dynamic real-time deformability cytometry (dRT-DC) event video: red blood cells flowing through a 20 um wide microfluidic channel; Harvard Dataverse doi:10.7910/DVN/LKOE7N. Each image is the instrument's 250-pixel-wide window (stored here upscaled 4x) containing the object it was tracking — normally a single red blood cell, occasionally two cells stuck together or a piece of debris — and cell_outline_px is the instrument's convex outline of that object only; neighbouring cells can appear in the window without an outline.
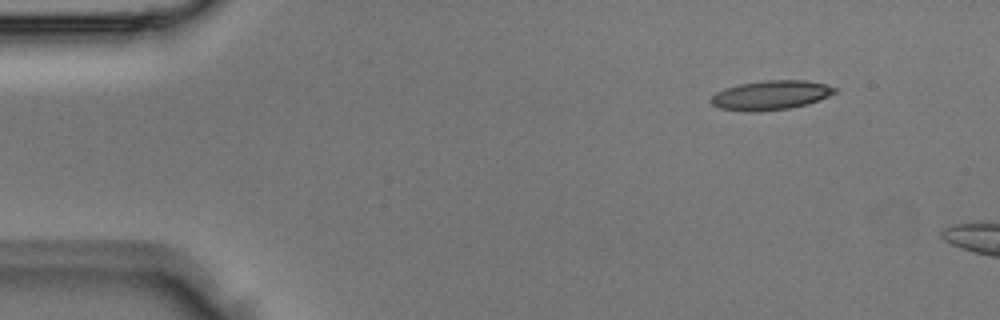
{"species": "Egyptian fruit bat (a non-hibernating species)", "species_latin": "Rousettus aegyptiacus", "temperature_condition": "room temperature", "stored_images_in_passage": 2, "camera_frame_rate_fps": 3000, "um_per_image_px": 0.085, "animal": {"sex": "male"}, "frame": {"image": 1, "passage_image": 1, "time_ms": 0.0, "image_size_px": [1000, 320], "cell_outline_px": [[836, 92], [828, 96], [808, 104], [788, 108], [760, 112], [748, 112], [720, 108], [712, 104], [708, 100], [716, 92], [724, 88], [740, 84], [764, 80], [804, 80], [824, 84], [836, 88]], "centroid_in_image_um": [65.47, 8.09], "position_along_channel_um": 19.5, "area_um2": 21.15}}